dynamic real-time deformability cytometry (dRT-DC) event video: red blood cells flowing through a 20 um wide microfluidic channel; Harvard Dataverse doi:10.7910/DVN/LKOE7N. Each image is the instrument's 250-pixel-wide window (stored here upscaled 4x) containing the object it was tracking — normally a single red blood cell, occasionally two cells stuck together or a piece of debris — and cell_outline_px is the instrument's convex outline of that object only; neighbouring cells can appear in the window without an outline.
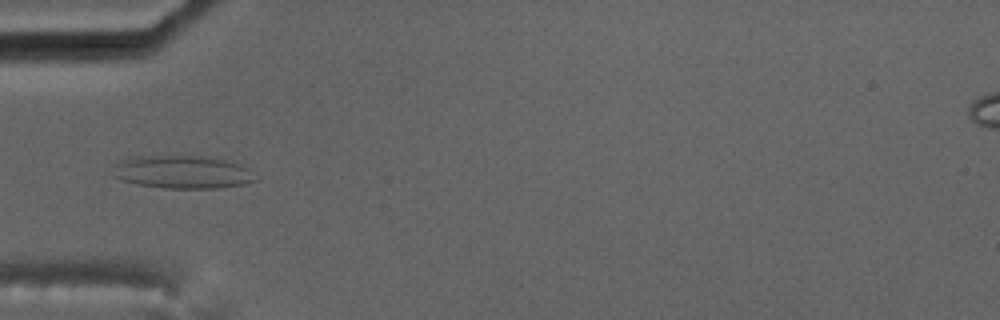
{"species": "common noctule bat (a hibernating species)", "species_latin": "Nyctalus noctula", "temperature_condition": "cold", "stored_images_in_passage": 6, "camera_frame_rate_fps": 3000, "um_per_image_px": 0.085, "animal": {"sex": "male", "body_mass_g": 17.5, "forearm_length_mm": 52.3}, "frame": {"image": 1, "passage_image": 2, "time_ms": 2.0, "image_size_px": [1000, 320], "cell_outline_px": [[260, 176], [256, 180], [244, 184], [216, 188], [164, 188], [136, 184], [120, 180], [112, 176], [112, 164], [120, 160], [132, 156], [200, 156], [224, 160], [240, 164], [248, 168]], "centroid_in_image_um": [15.47, 14.62], "position_along_channel_um": 69.5, "area_um2": 27.8}}
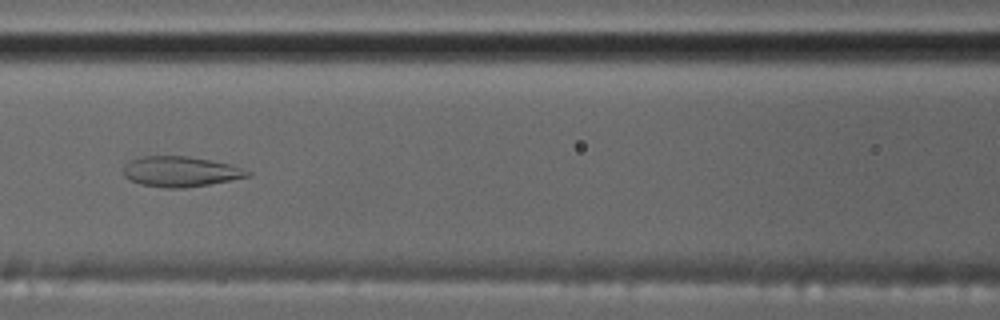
{"frame": {"image": 2, "passage_image": 4, "time_ms": 4.333, "image_size_px": [1000, 320], "cell_outline_px": [[252, 172], [248, 176], [208, 184], [184, 188], [164, 188], [140, 184], [124, 176], [124, 164], [140, 156], [188, 156], [228, 164]], "centroid_in_image_um": [15.28, 14.58], "position_along_channel_um": 151.3, "area_um2": 21.56}}